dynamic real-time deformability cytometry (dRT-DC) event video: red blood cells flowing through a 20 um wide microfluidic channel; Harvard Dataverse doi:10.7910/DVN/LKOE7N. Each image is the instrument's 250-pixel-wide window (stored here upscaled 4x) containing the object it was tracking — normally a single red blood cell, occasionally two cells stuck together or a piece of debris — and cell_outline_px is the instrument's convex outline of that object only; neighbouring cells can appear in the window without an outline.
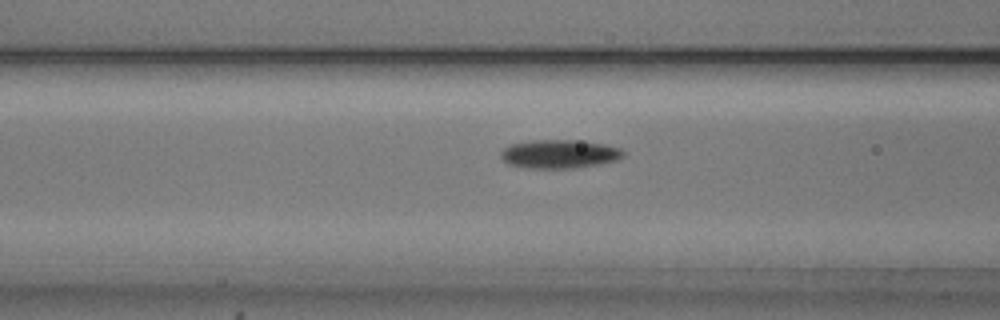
{"species": "common noctule bat (a hibernating species)", "species_latin": "Nyctalus noctula", "temperature_condition": "cold", "stored_images_in_passage": 54, "camera_frame_rate_fps": 3000, "um_per_image_px": 0.085, "animal": {"sex": "male", "body_mass_g": 20.5, "forearm_length_mm": 52.5}, "frame": {"image": 1, "passage_image": 21, "time_ms": 6.667, "image_size_px": [1000, 320], "cell_outline_px": [[624, 156], [616, 160], [576, 168], [524, 168], [508, 164], [500, 156], [500, 152], [504, 148], [512, 144], [532, 140], [576, 140], [604, 144], [620, 148], [624, 152]], "centroid_in_image_um": [47.52, 13.09], "position_along_channel_um": 119.1, "area_um2": 20.35}}
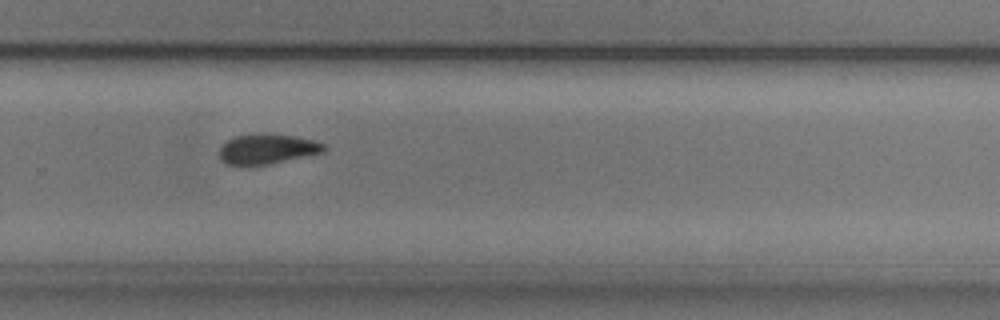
{"frame": {"image": 2, "passage_image": 36, "time_ms": 11.667, "image_size_px": [1000, 320], "cell_outline_px": [[328, 148], [324, 152], [268, 164], [228, 164], [220, 160], [220, 148], [228, 140], [236, 136], [256, 132], [264, 132], [292, 136], [312, 140], [324, 144]], "centroid_in_image_um": [22.72, 12.63], "position_along_channel_um": 307.1, "area_um2": 18.15}}
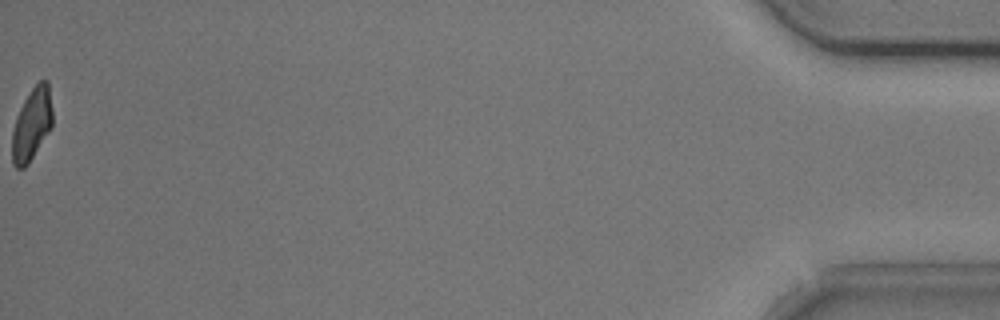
{"frame": {"image": 3, "passage_image": 54, "time_ms": 17.667, "image_size_px": [1000, 320], "cell_outline_px": [[52, 128], [28, 164], [24, 168], [16, 168], [12, 164], [12, 132], [16, 116], [24, 100], [32, 88], [40, 80], [48, 80], [52, 108]], "centroid_in_image_um": [2.71, 10.58], "position_along_channel_um": 432.5, "area_um2": 17.17}, "authors_computed_cell_mechanics": {"area_um2": 18.785, "velocity_mm_per_s": 3.7678, "shape_relaxation_time_tau1_ms": 3.305, "shape_relaxation_time_tau2_ms": 4.3788, "deformation_change_tau1": 0.1016, "deformation_change_tau2": 0.0867}}